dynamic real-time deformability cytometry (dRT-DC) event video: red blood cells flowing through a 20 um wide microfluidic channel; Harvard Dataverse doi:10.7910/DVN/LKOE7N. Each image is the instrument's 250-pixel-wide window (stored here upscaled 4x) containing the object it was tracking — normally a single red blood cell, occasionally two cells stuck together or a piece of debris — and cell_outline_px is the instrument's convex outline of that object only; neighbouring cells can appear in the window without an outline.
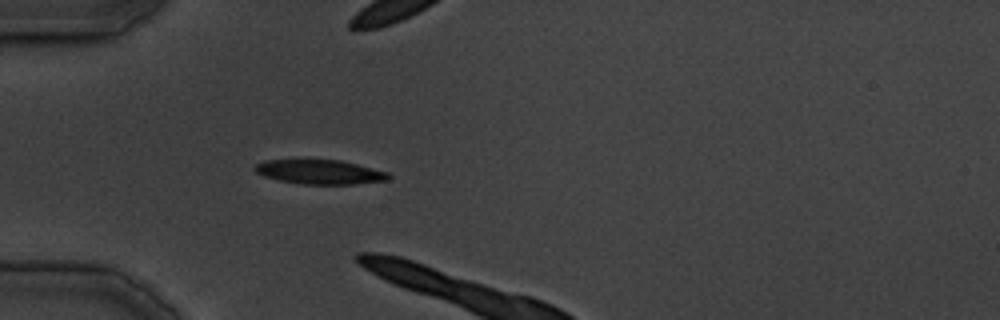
{"species": "common noctule bat (a hibernating species)", "species_latin": "Nyctalus noctula", "temperature_condition": "cold", "stored_images_in_passage": 3, "camera_frame_rate_fps": 3000, "um_per_image_px": 0.085, "animal": {"sex": "male", "body_mass_g": 19.5, "forearm_length_mm": 54.6}, "frame": {"image": 1, "passage_image": 1, "time_ms": 0.0, "image_size_px": [1000, 320], "cell_outline_px": [[392, 176], [388, 180], [352, 184], [304, 184], [280, 180], [264, 176], [256, 172], [252, 168], [256, 164], [264, 160], [300, 156], [304, 156], [340, 160], [388, 172]], "centroid_in_image_um": [27.09, 14.55], "position_along_channel_um": 57.9, "area_um2": 19.94}}